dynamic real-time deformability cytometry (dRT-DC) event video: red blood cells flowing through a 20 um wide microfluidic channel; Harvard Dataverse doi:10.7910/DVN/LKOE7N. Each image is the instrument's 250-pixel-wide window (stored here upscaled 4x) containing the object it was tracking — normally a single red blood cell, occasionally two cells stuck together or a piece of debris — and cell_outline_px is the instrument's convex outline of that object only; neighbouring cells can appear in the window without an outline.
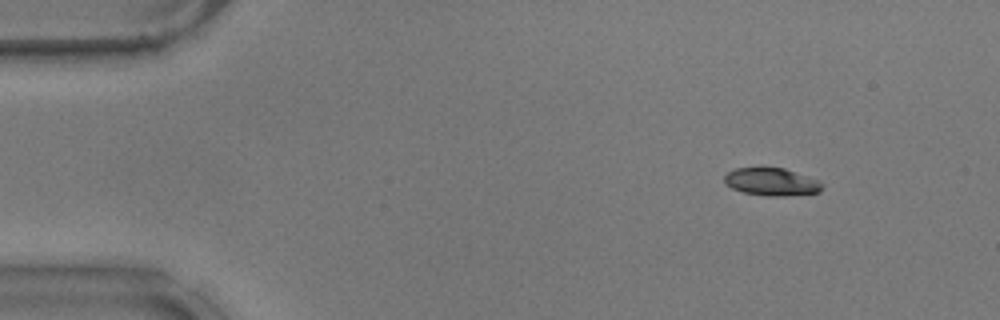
{"species": "common noctule bat (a hibernating species)", "species_latin": "Nyctalus noctula", "temperature_condition": "warm", "stored_images_in_passage": 5, "camera_frame_rate_fps": 3000, "um_per_image_px": 0.085, "animal": {"sex": "male", "body_mass_g": 17.9}, "frame": {"image": 1, "passage_image": 2, "time_ms": 0.333, "image_size_px": [1000, 320], "cell_outline_px": [[824, 184], [820, 192], [784, 196], [768, 196], [744, 192], [732, 188], [724, 184], [724, 176], [728, 172], [736, 168], [784, 168], [820, 180]], "centroid_in_image_um": [65.6, 15.46], "position_along_channel_um": 19.4, "area_um2": 15.78}}